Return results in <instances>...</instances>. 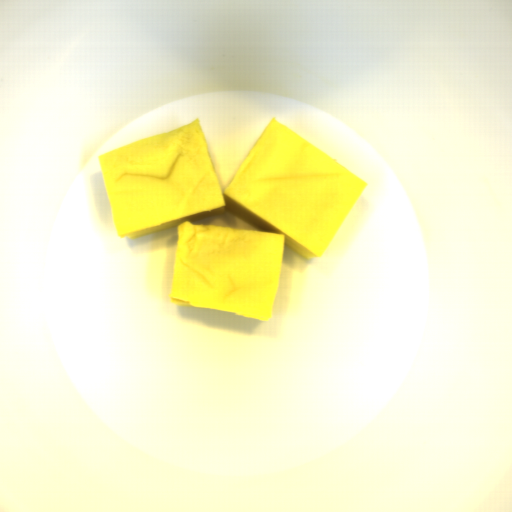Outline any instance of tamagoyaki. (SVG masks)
Returning <instances> with one entry per match:
<instances>
[{
  "label": "tamagoyaki",
  "mask_w": 512,
  "mask_h": 512,
  "mask_svg": "<svg viewBox=\"0 0 512 512\" xmlns=\"http://www.w3.org/2000/svg\"><path fill=\"white\" fill-rule=\"evenodd\" d=\"M97 162L119 239L176 228L172 303L268 322L286 244L321 256L370 185L274 117L224 188L200 116ZM227 210L269 232L192 223Z\"/></svg>",
  "instance_id": "tamagoyaki-1"
}]
</instances>
